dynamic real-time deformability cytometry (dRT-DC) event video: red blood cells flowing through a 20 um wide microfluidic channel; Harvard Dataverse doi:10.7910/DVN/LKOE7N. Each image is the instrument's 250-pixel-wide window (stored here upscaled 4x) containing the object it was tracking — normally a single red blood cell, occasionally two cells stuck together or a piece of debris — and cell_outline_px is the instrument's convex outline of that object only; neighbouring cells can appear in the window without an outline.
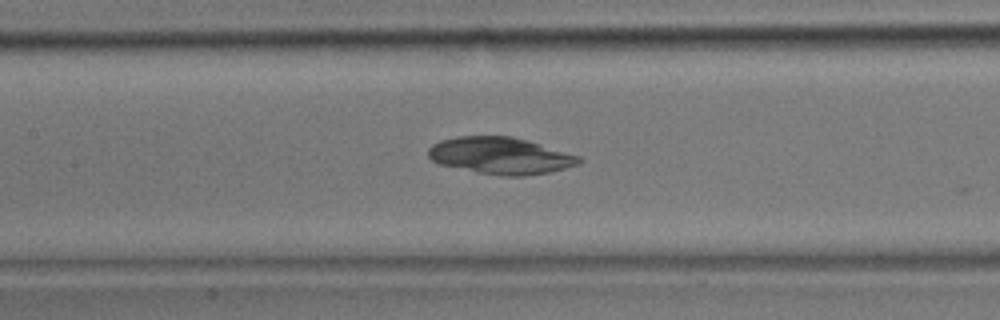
{"species": "common noctule bat (a hibernating species)", "species_latin": "Nyctalus noctula", "temperature_condition": "room temperature", "stored_images_in_passage": 19, "camera_frame_rate_fps": 3000, "um_per_image_px": 0.085, "animal": {"sex": "male", "body_mass_g": 17.9}, "frame": {"image": 1, "passage_image": 5, "time_ms": 1.333, "image_size_px": [1000, 320], "cell_outline_px": [[540, 152], [532, 156], [472, 164], [468, 164], [440, 160], [432, 152], [440, 144], [456, 140], [484, 136], [496, 136], [528, 144]], "centroid_in_image_um": [41.05, 12.76], "position_along_channel_um": 166.3, "area_um2": 14.91}}
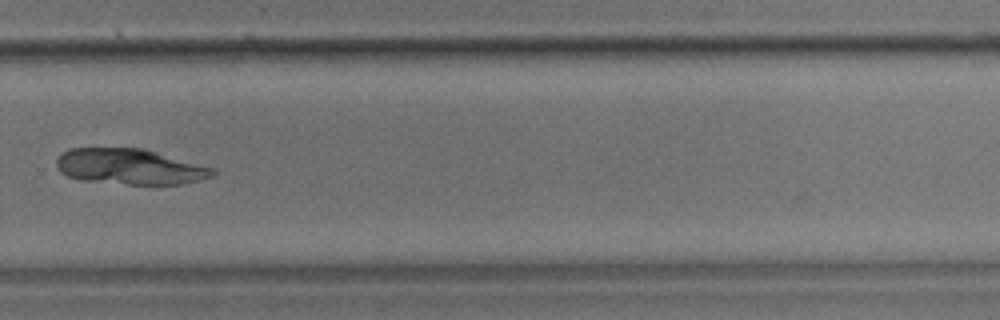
{"frame": {"image": 2, "passage_image": 12, "time_ms": 3.667, "image_size_px": [1000, 320], "cell_outline_px": [[176, 164], [104, 176], [76, 176], [80, 148], [124, 148], [148, 152]], "centroid_in_image_um": [9.85, 13.72], "position_along_channel_um": 319.9, "area_um2": 14.33}}
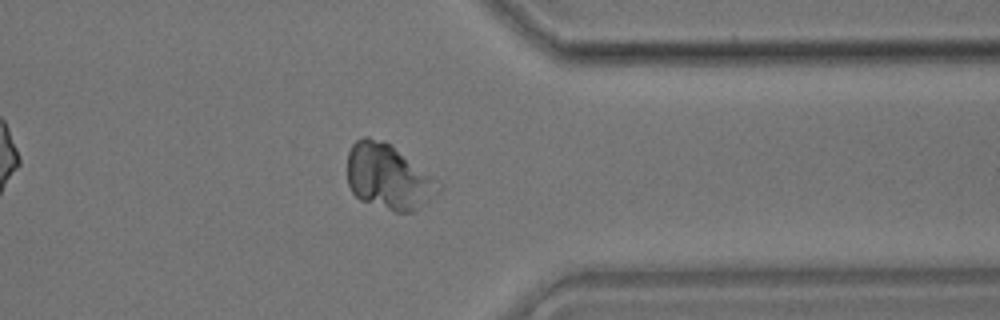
{"frame": {"image": 3, "passage_image": 15, "time_ms": 4.667, "image_size_px": [1000, 320], "cell_outline_px": [[404, 164], [372, 196], [368, 196], [352, 188], [352, 184], [372, 144], [384, 144]], "centroid_in_image_um": [31.98, 14.43], "position_along_channel_um": 379.4, "area_um2": 11.04}}